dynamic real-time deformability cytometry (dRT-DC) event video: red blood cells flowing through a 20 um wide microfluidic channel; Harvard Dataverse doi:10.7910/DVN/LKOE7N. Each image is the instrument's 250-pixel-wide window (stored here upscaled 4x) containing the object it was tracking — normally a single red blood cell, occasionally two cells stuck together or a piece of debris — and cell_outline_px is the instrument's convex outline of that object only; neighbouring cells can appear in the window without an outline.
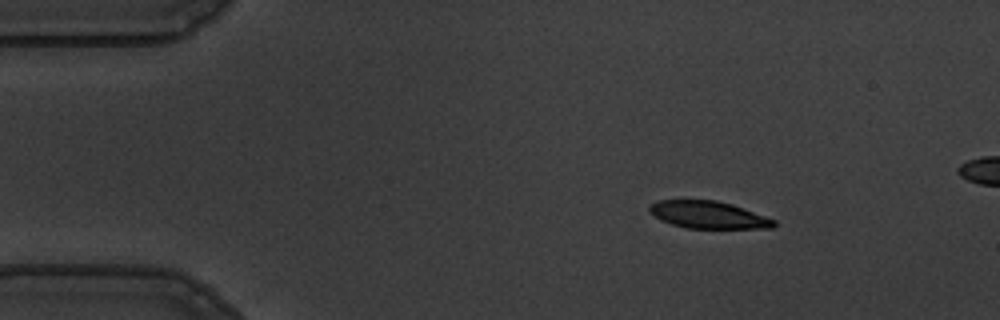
{"species": "common noctule bat (a hibernating species)", "species_latin": "Nyctalus noctula", "temperature_condition": "warm", "stored_images_in_passage": 46, "camera_frame_rate_fps": 3000, "um_per_image_px": 0.085, "animal": {"sex": "male", "body_mass_g": 19.5, "forearm_length_mm": 54.6}, "frame": {"image": 1, "passage_image": 1, "time_ms": 0.0, "image_size_px": [1000, 320], "cell_outline_px": [[776, 224], [772, 228], [688, 228], [672, 224], [660, 220], [648, 212], [648, 208], [652, 204], [660, 200], [716, 200], [732, 204], [776, 220]], "centroid_in_image_um": [60.2, 18.26], "position_along_channel_um": 24.8, "area_um2": 19.71}}
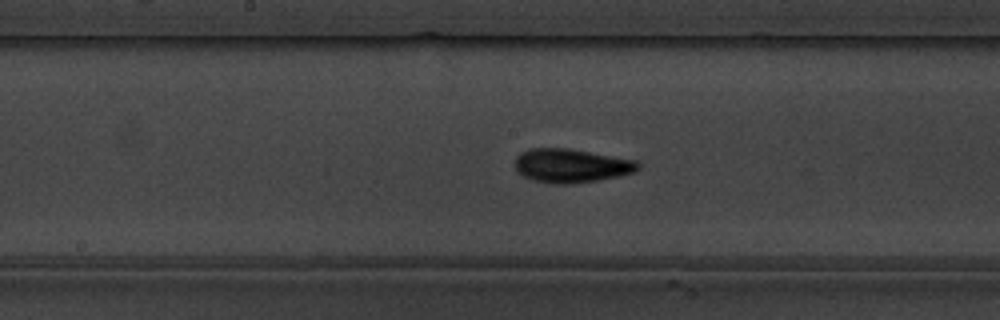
{"frame": {"image": 2, "passage_image": 21, "time_ms": 6.667, "image_size_px": [1000, 320], "cell_outline_px": [[640, 168], [636, 172], [620, 176], [596, 180], [564, 184], [552, 184], [532, 180], [516, 172], [516, 156], [520, 152], [528, 148], [568, 148], [636, 160], [640, 164]], "centroid_in_image_um": [48.54, 14.08], "position_along_channel_um": 199.7, "area_um2": 24.33}}
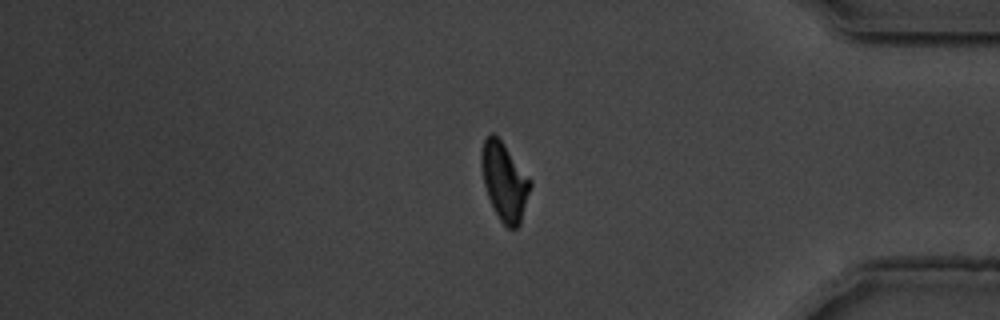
{"frame": {"image": 3, "passage_image": 39, "time_ms": 12.667, "image_size_px": [1000, 320], "cell_outline_px": [[532, 184], [520, 224], [516, 228], [508, 228], [500, 220], [488, 196], [484, 184], [480, 164], [480, 152], [484, 140], [492, 132], [504, 144], [532, 180]], "centroid_in_image_um": [42.88, 15.41], "position_along_channel_um": 392.3, "area_um2": 22.08}, "authors_computed_cell_mechanics": {"area_um2": 22.1663, "velocity_mm_per_s": 3.6331, "shape_relaxation_time_tau1_ms": 2.9765, "shape_relaxation_time_tau2_ms": 2.4759, "deformation_change_tau1": 0.1676, "deformation_change_tau2": 0.094}}